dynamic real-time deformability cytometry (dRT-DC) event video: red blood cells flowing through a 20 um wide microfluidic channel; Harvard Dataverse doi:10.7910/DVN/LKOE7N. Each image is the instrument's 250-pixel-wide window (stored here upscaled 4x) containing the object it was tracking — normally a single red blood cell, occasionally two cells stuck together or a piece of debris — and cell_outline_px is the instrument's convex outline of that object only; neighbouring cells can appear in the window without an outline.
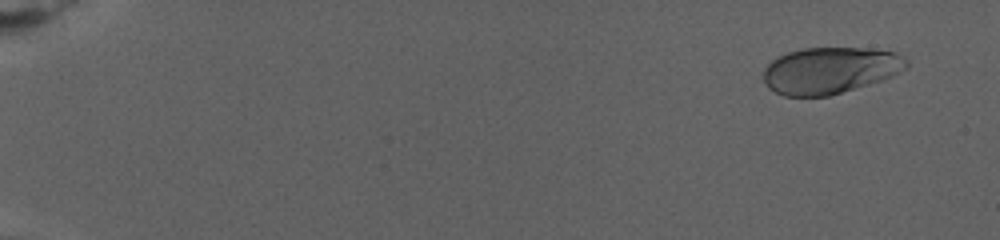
{"species": "human", "species_latin": "Homo sapiens", "temperature_condition": "warm", "stored_images_in_passage": 67, "camera_frame_rate_fps": 3000, "um_per_image_px": 0.085, "donor": {"sex": "female"}, "frame": {"image": 1, "passage_image": 3, "time_ms": 1.333, "image_size_px": [1000, 240], "cell_outline_px": [[908, 68], [892, 76], [880, 80], [828, 96], [784, 96], [768, 88], [764, 80], [764, 68], [772, 60], [788, 52], [804, 48], [864, 48], [896, 52], [904, 56], [908, 60]], "centroid_in_image_um": [70.57, 5.97], "position_along_channel_um": 14.4, "area_um2": 38.61}}
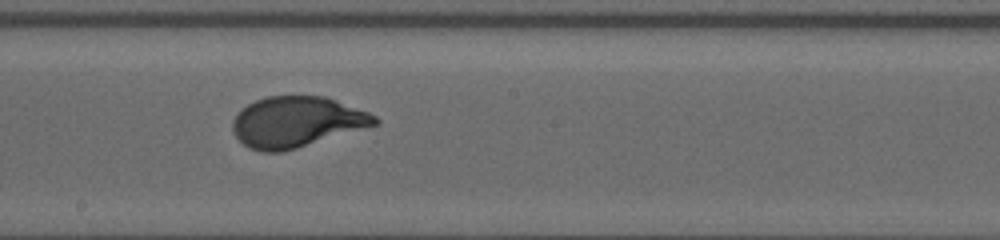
{"frame": {"image": 2, "passage_image": 39, "time_ms": 16.0, "image_size_px": [1000, 240], "cell_outline_px": [[380, 124], [296, 148], [280, 152], [260, 152], [248, 148], [236, 136], [232, 128], [232, 124], [236, 116], [248, 104], [256, 100], [268, 96], [324, 96], [336, 100], [368, 112], [376, 116], [380, 120]], "centroid_in_image_um": [25.24, 10.37], "position_along_channel_um": 223.0, "area_um2": 41.73}}
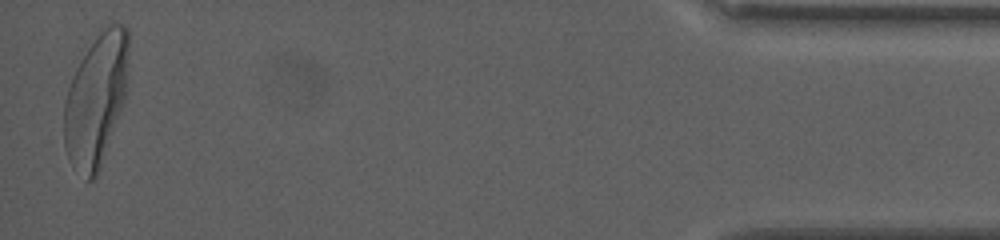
{"frame": {"image": 3, "passage_image": 67, "time_ms": 26.667, "image_size_px": [1000, 240], "cell_outline_px": [[128, 64], [124, 100], [120, 112], [96, 180], [88, 180], [68, 160], [64, 148], [64, 100], [72, 76], [80, 60], [88, 48], [112, 24], [124, 24], [128, 28]], "centroid_in_image_um": [8.15, 8.54], "position_along_channel_um": 427.1, "area_um2": 48.96}, "authors_computed_cell_mechanics": {"area_um2": 41.0958, "velocity_mm_per_s": 2.5988, "shape_relaxation_time_tau1_ms": 5.2182, "shape_relaxation_time_tau2_ms": null, "deformation_change_tau1": 0.2256, "deformation_change_tau2": null}}